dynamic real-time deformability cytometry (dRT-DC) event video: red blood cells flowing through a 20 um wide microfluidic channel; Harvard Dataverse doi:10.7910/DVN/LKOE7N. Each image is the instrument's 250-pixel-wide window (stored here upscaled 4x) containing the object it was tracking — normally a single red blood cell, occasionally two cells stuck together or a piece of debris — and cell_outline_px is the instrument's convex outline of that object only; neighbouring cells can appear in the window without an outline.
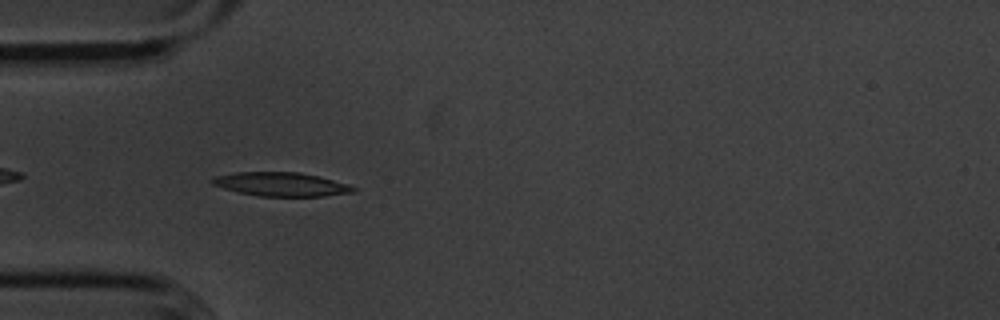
{"species": "common noctule bat (a hibernating species)", "species_latin": "Nyctalus noctula", "temperature_condition": "cold", "stored_images_in_passage": 41, "camera_frame_rate_fps": 3000, "um_per_image_px": 0.085, "animal": {"sex": "male", "body_mass_g": 20.1, "forearm_length_mm": 53.5}, "frame": {"image": 1, "passage_image": 3, "time_ms": 0.667, "image_size_px": [1000, 320], "cell_outline_px": [[356, 192], [324, 196], [260, 196], [240, 192], [224, 188], [212, 184], [208, 180], [216, 176], [236, 172], [300, 172], [320, 176], [348, 184], [356, 188]], "centroid_in_image_um": [23.92, 15.66], "position_along_channel_um": 61.1, "area_um2": 19.59}}
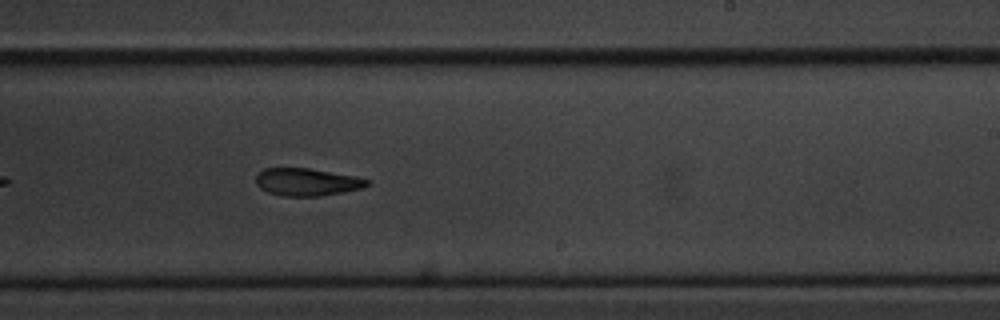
{"frame": {"image": 2, "passage_image": 20, "time_ms": 6.333, "image_size_px": [1000, 320], "cell_outline_px": [[372, 184], [360, 188], [320, 196], [284, 196], [268, 192], [260, 188], [256, 184], [256, 176], [264, 168], [308, 168], [356, 176], [372, 180]], "centroid_in_image_um": [26.11, 15.46], "position_along_channel_um": 262.9, "area_um2": 17.8}}
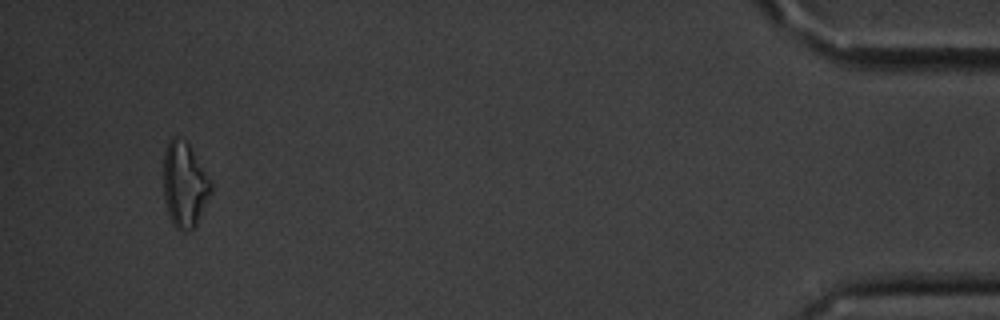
{"frame": {"image": 3, "passage_image": 41, "time_ms": 13.333, "image_size_px": [1000, 320], "cell_outline_px": [[212, 192], [196, 224], [188, 232], [184, 232], [176, 228], [172, 224], [164, 200], [164, 148], [168, 140], [176, 136], [184, 140], [188, 144], [212, 184]], "centroid_in_image_um": [15.66, 15.72], "position_along_channel_um": 419.5, "area_um2": 23.35}, "authors_computed_cell_mechanics": {"area_um2": 18.9584, "velocity_mm_per_s": 3.5944, "shape_relaxation_time_tau1_ms": 4.9782, "shape_relaxation_time_tau2_ms": 3.7184, "deformation_change_tau1": 0.1608, "deformation_change_tau2": 0.1013}}